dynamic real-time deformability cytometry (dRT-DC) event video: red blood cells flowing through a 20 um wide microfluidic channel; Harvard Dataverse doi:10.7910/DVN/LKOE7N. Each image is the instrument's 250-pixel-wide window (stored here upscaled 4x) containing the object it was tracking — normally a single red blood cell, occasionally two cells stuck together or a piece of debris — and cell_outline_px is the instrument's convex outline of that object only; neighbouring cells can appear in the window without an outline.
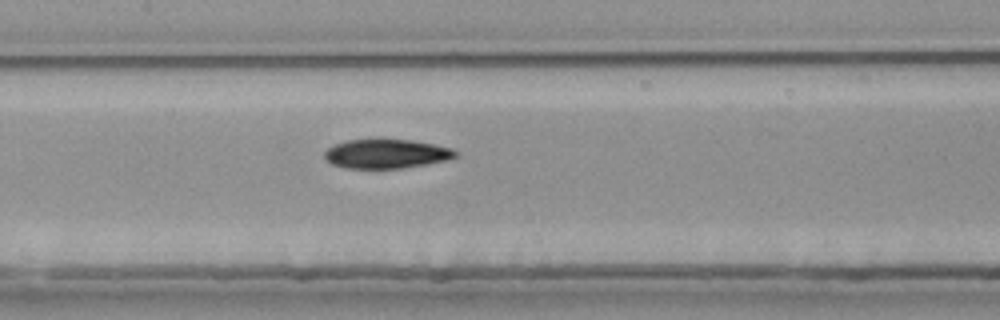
{"species": "common noctule bat (a hibernating species)", "species_latin": "Nyctalus noctula", "temperature_condition": "room temperature", "stored_images_in_passage": 34, "camera_frame_rate_fps": 3000, "um_per_image_px": 0.085, "animal": {"sex": "female", "body_mass_g": 25.1}, "frame": {"image": 1, "passage_image": 10, "time_ms": 3.0, "image_size_px": [1000, 320], "cell_outline_px": [[460, 152], [456, 156], [448, 160], [404, 168], [344, 168], [332, 164], [324, 160], [324, 152], [328, 148], [336, 144], [348, 140], [380, 136], [412, 140], [452, 148]], "centroid_in_image_um": [32.82, 13.03], "position_along_channel_um": 174.6, "area_um2": 23.12}, "authors_computed_cell_mechanics": {"area_um2": 23.4379, "velocity_mm_per_s": 3.7831, "shape_relaxation_time_tau1_ms": 7.8081, "shape_relaxation_time_tau2_ms": 10.3334, "deformation_change_tau1": 0.2193, "deformation_change_tau2": 0.1746}}